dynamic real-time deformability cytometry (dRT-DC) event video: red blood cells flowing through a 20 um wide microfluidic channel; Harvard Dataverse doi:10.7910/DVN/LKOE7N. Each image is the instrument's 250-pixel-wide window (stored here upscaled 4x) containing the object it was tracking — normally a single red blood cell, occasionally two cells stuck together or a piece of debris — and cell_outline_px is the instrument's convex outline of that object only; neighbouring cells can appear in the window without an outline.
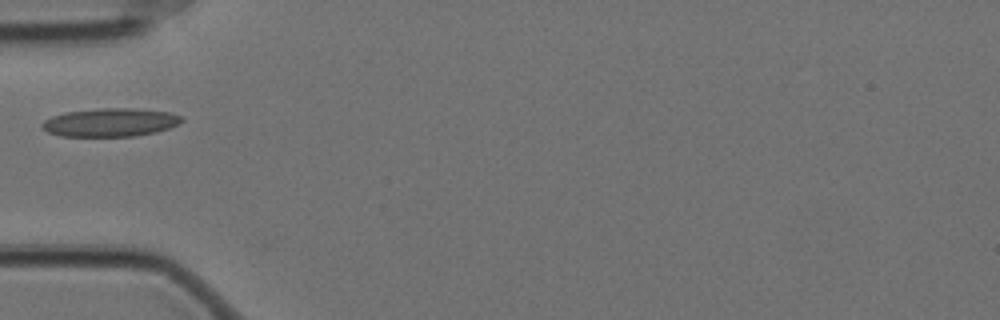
{"species": "Egyptian fruit bat (a non-hibernating species)", "species_latin": "Rousettus aegyptiacus", "temperature_condition": "cold", "stored_images_in_passage": 40, "camera_frame_rate_fps": 3000, "um_per_image_px": 0.085, "animal": {"sex": "female"}, "frame": {"image": 1, "passage_image": 1, "time_ms": 0.0, "image_size_px": [1000, 320], "cell_outline_px": [[184, 120], [180, 124], [156, 132], [136, 136], [60, 136], [48, 132], [40, 124], [44, 120], [52, 116], [64, 112], [100, 108], [136, 108], [172, 112], [184, 116]], "centroid_in_image_um": [9.43, 10.39], "position_along_channel_um": 75.6, "area_um2": 23.35}}
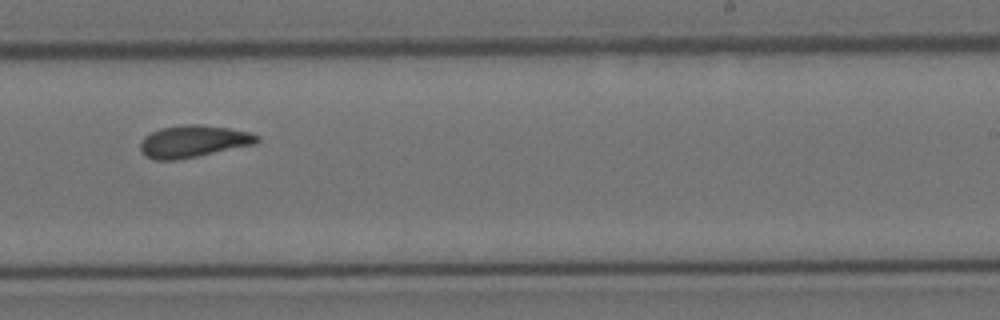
{"frame": {"image": 2, "passage_image": 18, "time_ms": 5.667, "image_size_px": [1000, 320], "cell_outline_px": [[260, 140], [256, 144], [176, 160], [156, 160], [144, 156], [140, 152], [140, 140], [144, 136], [160, 128], [184, 124], [200, 124], [228, 128], [248, 132], [260, 136]], "centroid_in_image_um": [16.4, 12.01], "position_along_channel_um": 272.6, "area_um2": 21.91}}
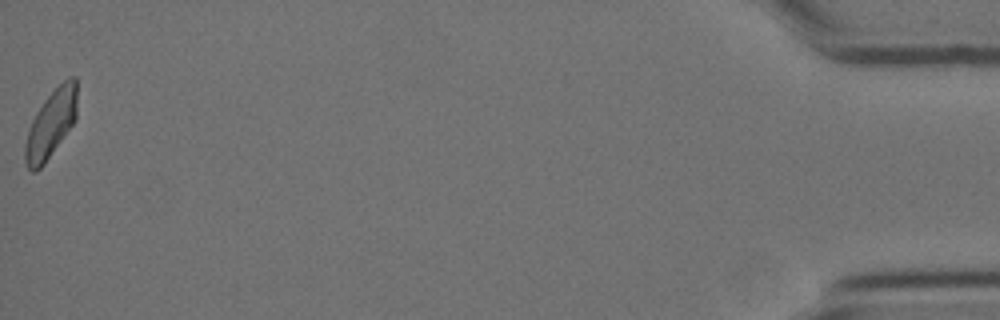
{"frame": {"image": 3, "passage_image": 40, "time_ms": 13.0, "image_size_px": [1000, 320], "cell_outline_px": [[76, 120], [44, 164], [36, 172], [32, 172], [28, 168], [24, 160], [24, 144], [32, 120], [36, 112], [44, 100], [68, 76], [76, 76]], "centroid_in_image_um": [4.32, 10.55], "position_along_channel_um": 430.9, "area_um2": 20.4}}